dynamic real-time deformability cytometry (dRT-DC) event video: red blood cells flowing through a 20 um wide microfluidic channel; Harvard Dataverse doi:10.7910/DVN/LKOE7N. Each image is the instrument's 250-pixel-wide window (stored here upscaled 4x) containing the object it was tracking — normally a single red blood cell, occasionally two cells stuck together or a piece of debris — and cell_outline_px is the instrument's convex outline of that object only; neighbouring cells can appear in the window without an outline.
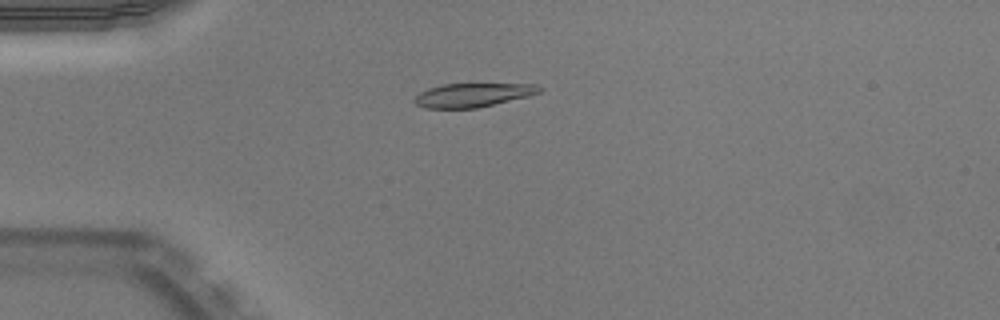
{"species": "Egyptian fruit bat (a non-hibernating species)", "species_latin": "Rousettus aegyptiacus", "temperature_condition": "warm", "stored_images_in_passage": 39, "camera_frame_rate_fps": 3000, "um_per_image_px": 0.085, "animal": {"sex": "male"}, "frame": {"image": 1, "passage_image": 1, "time_ms": 0.0, "image_size_px": [1000, 320], "cell_outline_px": [[544, 88], [540, 92], [528, 96], [476, 108], [424, 108], [416, 104], [412, 100], [420, 92], [428, 88], [440, 84], [536, 84]], "centroid_in_image_um": [40.17, 8.07], "position_along_channel_um": 44.8, "area_um2": 17.28}}
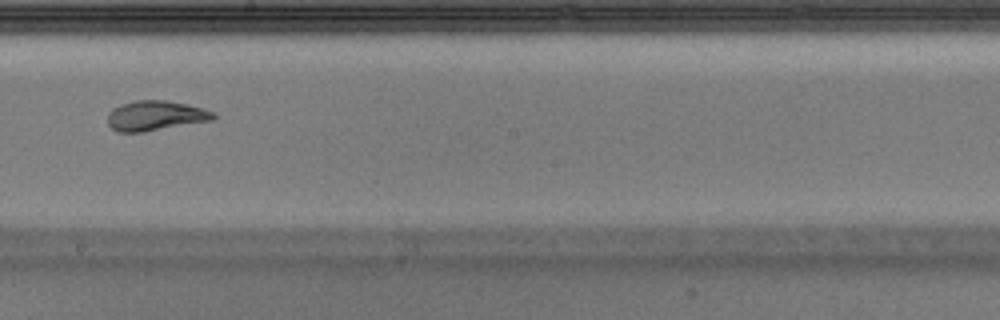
{"frame": {"image": 2, "passage_image": 17, "time_ms": 5.333, "image_size_px": [1000, 320], "cell_outline_px": [[216, 116], [212, 120], [144, 132], [116, 132], [108, 124], [108, 112], [112, 108], [120, 104], [132, 100], [168, 100], [188, 104], [216, 112]], "centroid_in_image_um": [13.2, 9.82], "position_along_channel_um": 235.0, "area_um2": 18.67}}
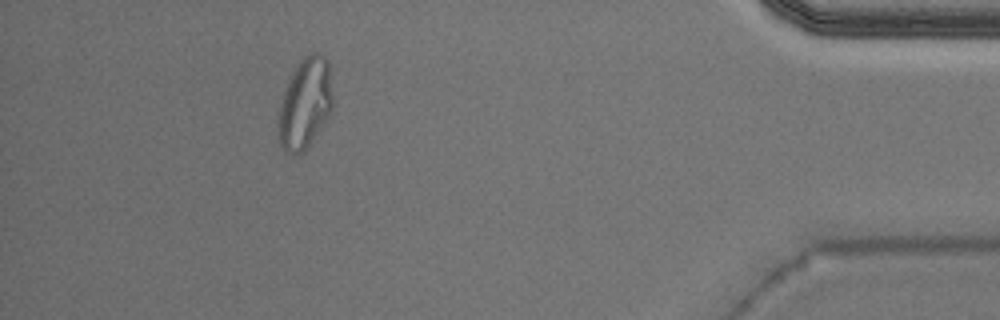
{"frame": {"image": 3, "passage_image": 34, "time_ms": 11.0, "image_size_px": [1000, 320], "cell_outline_px": [[332, 112], [304, 152], [292, 156], [284, 152], [280, 144], [276, 128], [276, 120], [284, 88], [292, 72], [300, 60], [304, 56], [312, 52], [320, 52], [328, 60], [332, 92]], "centroid_in_image_um": [25.9, 8.82], "position_along_channel_um": 409.3, "area_um2": 29.48}, "authors_computed_cell_mechanics": {"area_um2": 18.6694, "velocity_mm_per_s": 3.968, "shape_relaxation_time_tau1_ms": 4.9479, "shape_relaxation_time_tau2_ms": 0.9172, "deformation_change_tau1": 0.2109, "deformation_change_tau2": 0.0515}}